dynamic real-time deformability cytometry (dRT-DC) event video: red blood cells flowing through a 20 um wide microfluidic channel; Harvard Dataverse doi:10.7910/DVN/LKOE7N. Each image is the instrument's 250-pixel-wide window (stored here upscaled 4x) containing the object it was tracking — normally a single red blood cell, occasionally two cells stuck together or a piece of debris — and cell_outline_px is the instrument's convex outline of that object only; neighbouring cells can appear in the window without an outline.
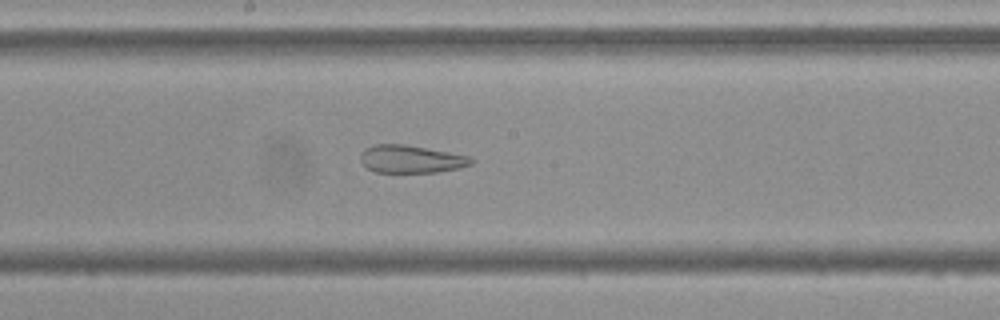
{"species": "Egyptian fruit bat (a non-hibernating species)", "species_latin": "Rousettus aegyptiacus", "temperature_condition": "cold", "stored_images_in_passage": 55, "camera_frame_rate_fps": 3000, "um_per_image_px": 0.085, "frame": {"image": 1, "passage_image": 29, "time_ms": 9.333, "image_size_px": [1000, 320], "cell_outline_px": [[472, 164], [460, 168], [436, 172], [376, 172], [368, 168], [360, 160], [360, 152], [364, 148], [376, 144], [404, 144], [448, 152], [468, 156], [472, 160]], "centroid_in_image_um": [34.89, 13.52], "position_along_channel_um": 213.3, "area_um2": 17.74}}
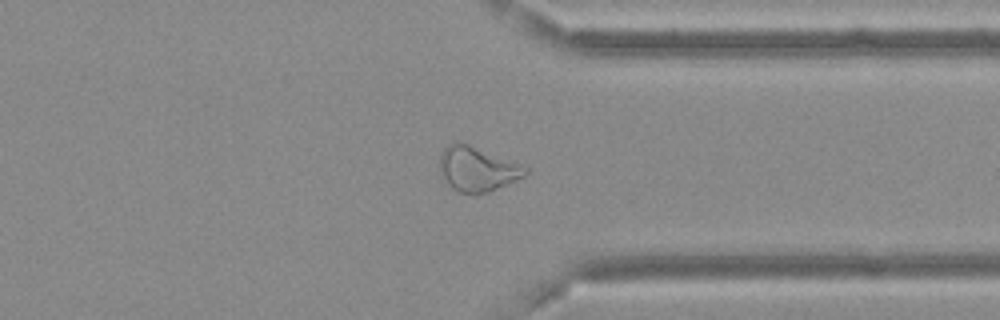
{"frame": {"image": 2, "passage_image": 42, "time_ms": 13.667, "image_size_px": [1000, 320], "cell_outline_px": [[528, 172], [524, 176], [488, 192], [476, 196], [460, 192], [452, 188], [444, 180], [440, 172], [440, 156], [444, 148], [452, 140], [468, 144], [520, 164], [528, 168]], "centroid_in_image_um": [40.52, 14.37], "position_along_channel_um": 370.9, "area_um2": 22.25}}
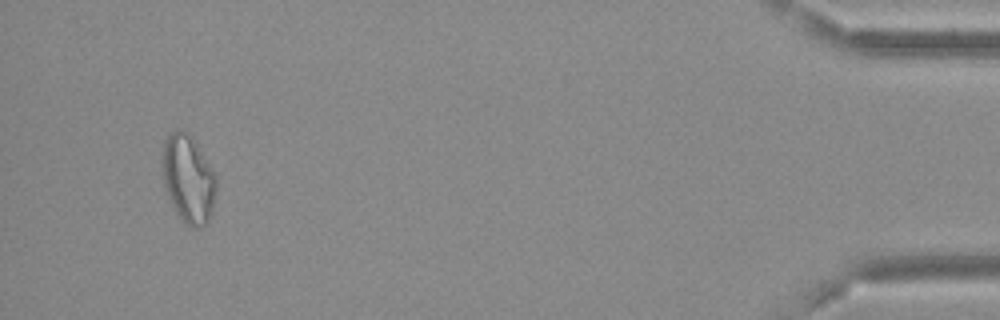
{"frame": {"image": 3, "passage_image": 52, "time_ms": 17.0, "image_size_px": [1000, 320], "cell_outline_px": [[216, 192], [212, 212], [208, 220], [200, 228], [192, 228], [176, 212], [168, 196], [164, 184], [164, 140], [168, 132], [176, 128], [180, 128], [188, 132], [192, 136], [216, 176]], "centroid_in_image_um": [16.02, 15.17], "position_along_channel_um": 419.2, "area_um2": 27.34}, "authors_computed_cell_mechanics": {"area_um2": 25.0274, "velocity_mm_per_s": 3.6795, "shape_relaxation_time_tau1_ms": null, "shape_relaxation_time_tau2_ms": 2.6142, "deformation_change_tau1": null, "deformation_change_tau2": 0.1164}}